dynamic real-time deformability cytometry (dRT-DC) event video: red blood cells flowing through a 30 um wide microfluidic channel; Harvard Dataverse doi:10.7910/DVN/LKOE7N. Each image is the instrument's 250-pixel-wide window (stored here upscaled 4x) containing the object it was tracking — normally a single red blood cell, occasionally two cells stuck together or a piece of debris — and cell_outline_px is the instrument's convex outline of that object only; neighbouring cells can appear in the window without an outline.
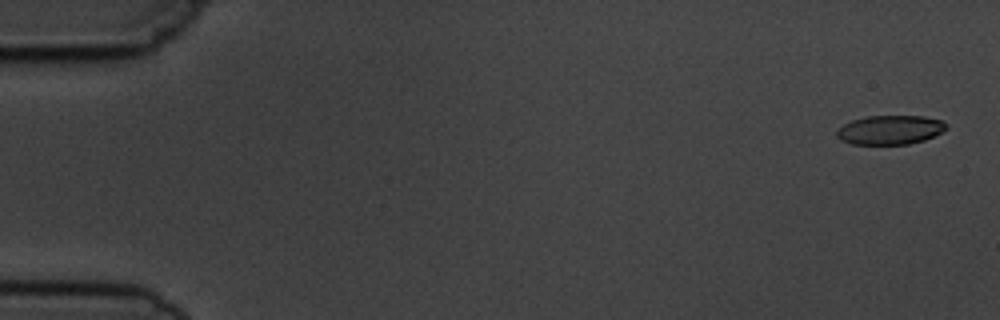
{"species": "common noctule bat (a hibernating species)", "species_latin": "Nyctalus noctula", "temperature_condition": "cold", "stored_images_in_passage": 5, "camera_frame_rate_fps": 3000, "um_per_image_px": 0.085, "animal": {"sex": "male", "body_mass_g": 19.5, "forearm_length_mm": 54.6}, "frame": {"image": 1, "passage_image": 1, "time_ms": 0.0, "image_size_px": [1000, 320], "cell_outline_px": [[948, 128], [924, 140], [908, 144], [852, 144], [840, 140], [836, 136], [836, 132], [844, 124], [852, 120], [868, 116], [924, 116], [940, 120], [948, 124]], "centroid_in_image_um": [75.65, 11.04], "position_along_channel_um": 9.4, "area_um2": 18.5}}
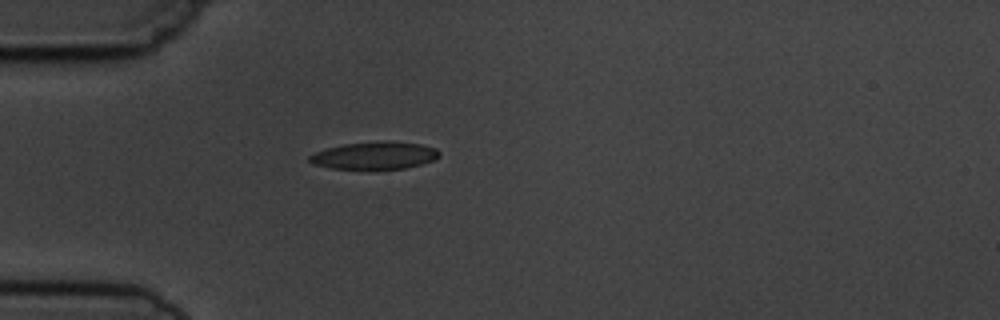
{"frame": {"image": 2, "passage_image": 5, "time_ms": 4.667, "image_size_px": [1000, 320], "cell_outline_px": [[440, 156], [432, 160], [420, 164], [404, 168], [332, 168], [312, 164], [308, 160], [308, 156], [316, 152], [328, 148], [344, 144], [384, 140], [392, 140], [420, 144], [436, 148], [440, 152]], "centroid_in_image_um": [31.85, 13.19], "position_along_channel_um": 53.1, "area_um2": 20.58}}